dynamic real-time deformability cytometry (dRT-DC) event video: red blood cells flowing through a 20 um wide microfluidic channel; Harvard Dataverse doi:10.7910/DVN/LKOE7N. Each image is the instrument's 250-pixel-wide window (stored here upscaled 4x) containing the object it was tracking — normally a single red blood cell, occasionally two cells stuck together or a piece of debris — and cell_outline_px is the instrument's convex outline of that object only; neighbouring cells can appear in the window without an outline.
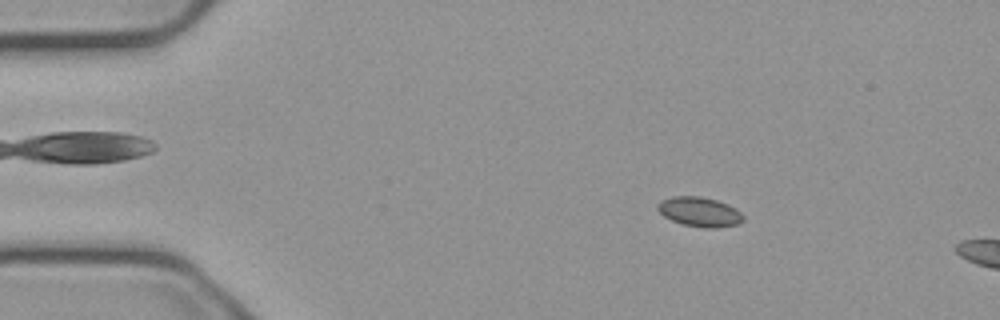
{"species": "common noctule bat (a hibernating species)", "species_latin": "Nyctalus noctula", "temperature_condition": "cold", "stored_images_in_passage": 50, "camera_frame_rate_fps": 3000, "um_per_image_px": 0.085, "animal": {"sex": "male", "body_mass_g": 23.1, "forearm_length_mm": 52.7}, "frame": {"image": 1, "passage_image": 3, "time_ms": 0.667, "image_size_px": [1000, 320], "cell_outline_px": [[744, 220], [736, 224], [716, 228], [704, 228], [684, 224], [672, 220], [664, 216], [656, 208], [656, 204], [660, 200], [672, 196], [700, 196], [716, 200], [728, 204], [736, 208], [744, 216]], "centroid_in_image_um": [59.45, 17.99], "position_along_channel_um": 25.6, "area_um2": 14.8}}
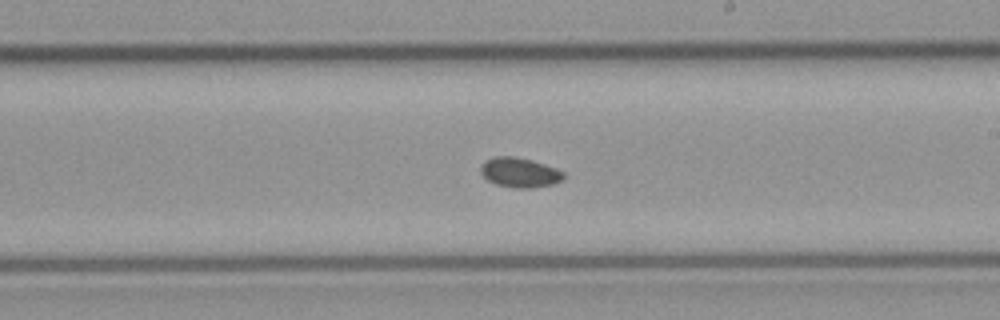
{"frame": {"image": 2, "passage_image": 26, "time_ms": 8.333, "image_size_px": [1000, 320], "cell_outline_px": [[564, 180], [556, 184], [532, 188], [516, 188], [496, 184], [488, 180], [480, 172], [480, 168], [488, 160], [496, 156], [516, 156], [532, 160], [556, 168], [564, 172]], "centroid_in_image_um": [44.23, 14.67], "position_along_channel_um": 244.8, "area_um2": 14.39}}
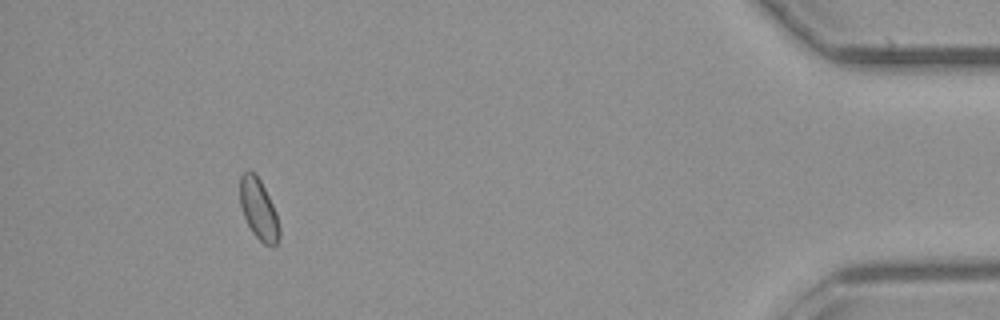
{"frame": {"image": 3, "passage_image": 45, "time_ms": 14.667, "image_size_px": [1000, 320], "cell_outline_px": [[280, 240], [272, 248], [264, 244], [252, 232], [244, 216], [240, 204], [240, 176], [244, 172], [252, 172], [260, 180], [276, 212], [280, 228]], "centroid_in_image_um": [22.01, 17.85], "position_along_channel_um": 413.2, "area_um2": 13.81}}